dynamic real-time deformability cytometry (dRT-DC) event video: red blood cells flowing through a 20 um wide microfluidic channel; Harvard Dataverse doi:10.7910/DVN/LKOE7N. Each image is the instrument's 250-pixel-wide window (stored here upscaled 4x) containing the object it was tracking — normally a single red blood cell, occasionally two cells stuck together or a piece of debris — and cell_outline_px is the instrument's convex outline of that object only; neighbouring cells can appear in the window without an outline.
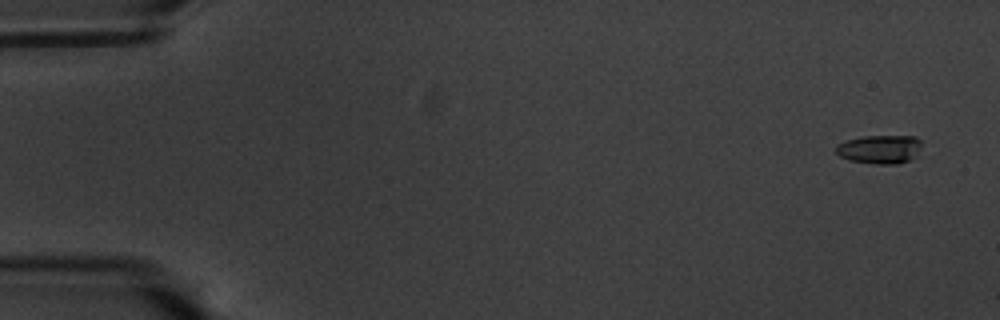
{"species": "common noctule bat (a hibernating species)", "species_latin": "Nyctalus noctula", "temperature_condition": "warm", "stored_images_in_passage": 11, "camera_frame_rate_fps": 3000, "um_per_image_px": 0.085, "animal": {"sex": "male", "body_mass_g": 20.1, "forearm_length_mm": 53.5}, "frame": {"image": 1, "passage_image": 4, "time_ms": 1.0, "image_size_px": [1000, 320], "cell_outline_px": [[920, 148], [908, 160], [896, 164], [876, 164], [848, 160], [840, 156], [836, 152], [836, 144], [860, 136], [916, 136], [920, 140]], "centroid_in_image_um": [74.73, 12.68], "position_along_channel_um": 10.3, "area_um2": 14.16}}